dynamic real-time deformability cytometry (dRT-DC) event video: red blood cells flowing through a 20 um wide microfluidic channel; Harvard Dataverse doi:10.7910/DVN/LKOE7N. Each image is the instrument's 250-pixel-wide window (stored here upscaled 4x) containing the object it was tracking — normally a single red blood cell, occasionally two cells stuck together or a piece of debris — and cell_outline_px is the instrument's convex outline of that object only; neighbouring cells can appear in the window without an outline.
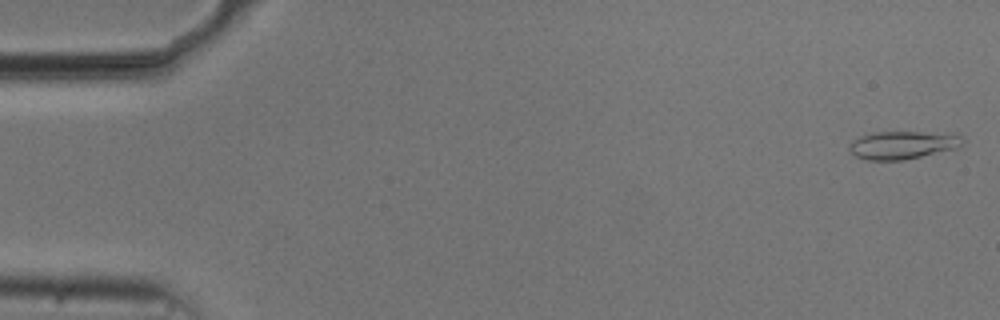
{"species": "common noctule bat (a hibernating species)", "species_latin": "Nyctalus noctula", "temperature_condition": "cold", "stored_images_in_passage": 34, "camera_frame_rate_fps": 3000, "um_per_image_px": 0.085, "animal": {"sex": "male", "body_mass_g": 20.5, "forearm_length_mm": 52.5}, "frame": {"image": 1, "passage_image": 1, "time_ms": 0.0, "image_size_px": [1000, 320], "cell_outline_px": [[964, 144], [956, 148], [904, 160], [868, 160], [856, 156], [848, 148], [848, 144], [852, 140], [860, 136], [876, 132], [956, 132], [964, 140]], "centroid_in_image_um": [76.76, 12.31], "position_along_channel_um": 8.2, "area_um2": 18.67}}
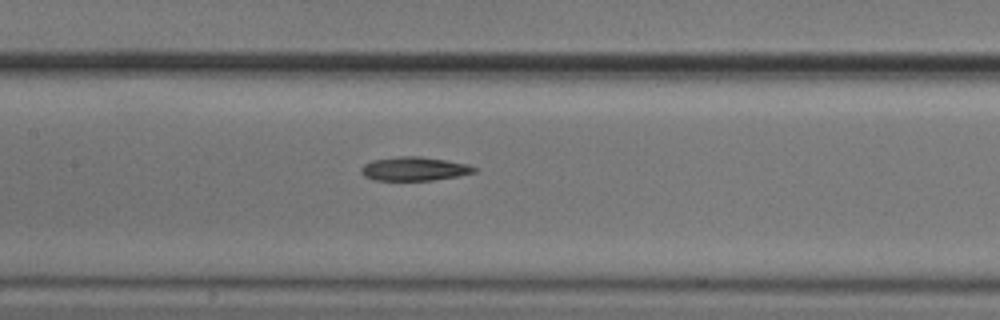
{"frame": {"image": 2, "passage_image": 25, "time_ms": 8.0, "image_size_px": [1000, 320], "cell_outline_px": [[476, 172], [456, 176], [432, 180], [376, 180], [364, 176], [360, 172], [360, 168], [364, 164], [372, 160], [400, 156], [420, 156], [468, 164], [476, 168]], "centroid_in_image_um": [35.18, 14.34], "position_along_channel_um": 172.2, "area_um2": 15.55}}
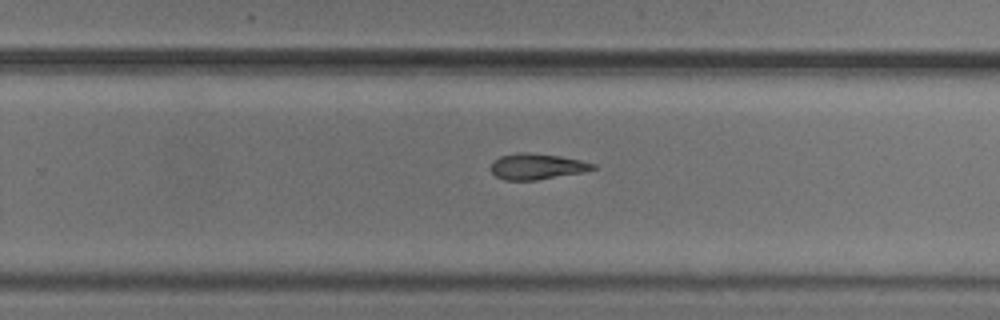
{"frame": {"image": 3, "passage_image": 34, "time_ms": 11.0, "image_size_px": [1000, 320], "cell_outline_px": [[596, 168], [580, 172], [536, 180], [504, 180], [496, 176], [492, 172], [492, 160], [500, 156], [516, 152], [528, 152], [560, 156], [580, 160], [596, 164]], "centroid_in_image_um": [45.59, 14.13], "position_along_channel_um": 284.2, "area_um2": 15.26}}